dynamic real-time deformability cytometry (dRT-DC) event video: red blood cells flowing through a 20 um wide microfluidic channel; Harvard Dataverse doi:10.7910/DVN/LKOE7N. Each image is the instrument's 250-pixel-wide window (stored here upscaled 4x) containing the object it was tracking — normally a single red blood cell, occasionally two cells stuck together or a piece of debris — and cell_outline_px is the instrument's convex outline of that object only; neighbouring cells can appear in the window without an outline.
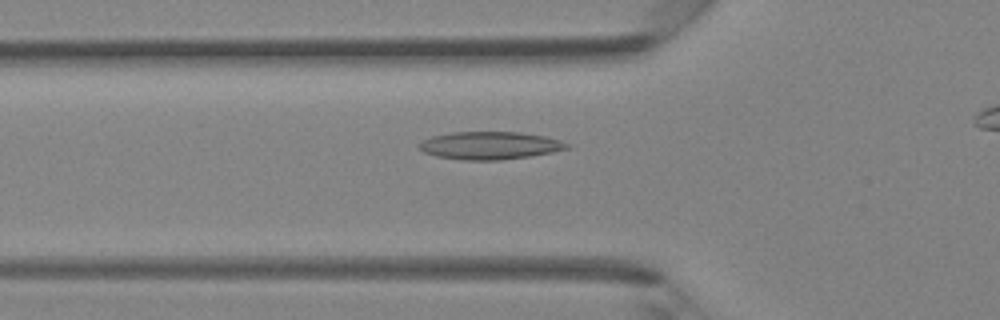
{"species": "Egyptian fruit bat (a non-hibernating species)", "species_latin": "Rousettus aegyptiacus", "temperature_condition": "room temperature", "stored_images_in_passage": 35, "camera_frame_rate_fps": 3000, "um_per_image_px": 0.085, "animal": {"sex": "female"}, "frame": {"image": 1, "passage_image": 12, "time_ms": 3.667, "image_size_px": [1000, 320], "cell_outline_px": [[572, 148], [552, 152], [528, 156], [500, 160], [464, 160], [436, 156], [424, 152], [416, 144], [432, 136], [452, 132], [520, 132], [544, 136], [560, 140], [568, 144]], "centroid_in_image_um": [41.64, 12.36], "position_along_channel_um": 84.2, "area_um2": 23.81}}
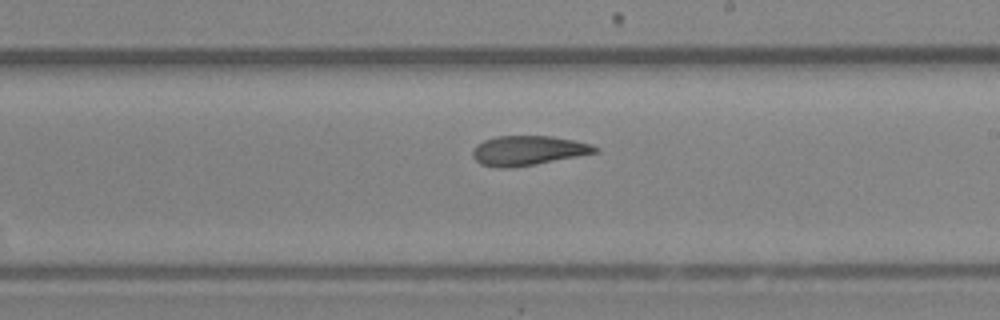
{"frame": {"image": 2, "passage_image": 22, "time_ms": 7.0, "image_size_px": [1000, 320], "cell_outline_px": [[600, 152], [532, 164], [504, 168], [500, 168], [480, 164], [472, 156], [472, 152], [476, 144], [484, 140], [496, 136], [552, 136], [592, 144], [600, 148]], "centroid_in_image_um": [44.88, 12.78], "position_along_channel_um": 244.1, "area_um2": 20.92}}
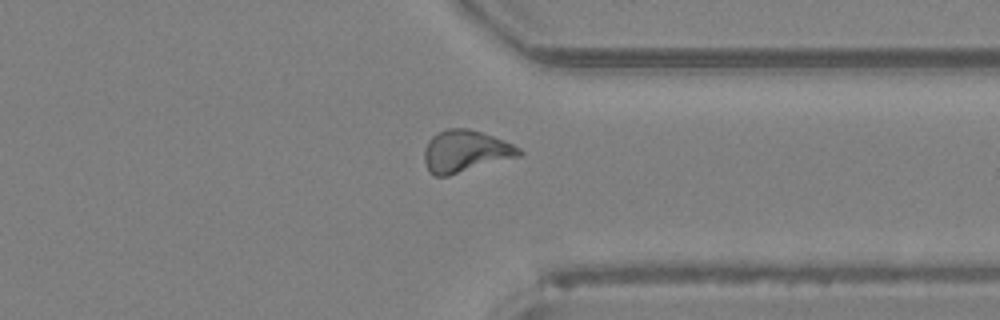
{"frame": {"image": 3, "passage_image": 30, "time_ms": 9.667, "image_size_px": [1000, 320], "cell_outline_px": [[524, 152], [520, 156], [448, 176], [436, 176], [428, 172], [424, 160], [424, 148], [428, 140], [432, 136], [448, 128], [468, 128], [492, 136], [512, 144], [520, 148]], "centroid_in_image_um": [39.53, 12.87], "position_along_channel_um": 371.9, "area_um2": 23.12}}